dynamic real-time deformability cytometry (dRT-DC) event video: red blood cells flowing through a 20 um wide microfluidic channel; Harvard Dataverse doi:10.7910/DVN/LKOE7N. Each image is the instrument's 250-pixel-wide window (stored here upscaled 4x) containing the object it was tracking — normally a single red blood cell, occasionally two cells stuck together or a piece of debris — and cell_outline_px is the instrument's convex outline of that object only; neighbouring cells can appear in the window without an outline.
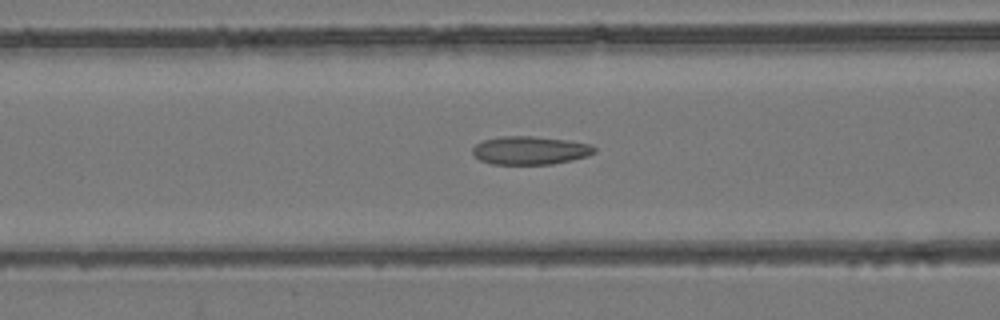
{"species": "common noctule bat (a hibernating species)", "species_latin": "Nyctalus noctula", "temperature_condition": "room temperature", "stored_images_in_passage": 56, "camera_frame_rate_fps": 3000, "um_per_image_px": 0.085, "animal": {"sex": "female", "body_mass_g": 24.6, "forearm_length_mm": 56.2}, "frame": {"image": 1, "passage_image": 24, "time_ms": 7.667, "image_size_px": [1000, 320], "cell_outline_px": [[596, 152], [588, 156], [572, 160], [552, 164], [492, 164], [480, 160], [472, 152], [472, 148], [476, 144], [484, 140], [500, 136], [532, 136], [568, 140], [592, 144], [596, 148]], "centroid_in_image_um": [45.09, 12.78], "position_along_channel_um": 121.5, "area_um2": 20.17}}
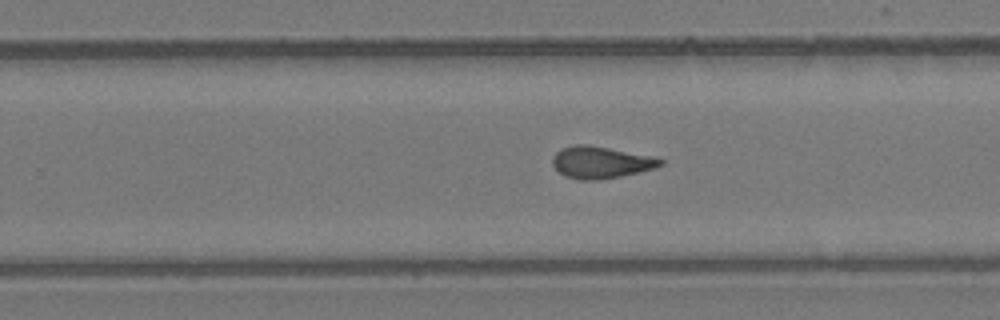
{"frame": {"image": 2, "passage_image": 36, "time_ms": 11.667, "image_size_px": [1000, 320], "cell_outline_px": [[664, 164], [656, 168], [620, 176], [600, 180], [580, 180], [564, 176], [552, 164], [552, 156], [560, 148], [576, 144], [588, 144], [656, 156], [664, 160]], "centroid_in_image_um": [51.09, 13.78], "position_along_channel_um": 278.7, "area_um2": 20.4}}
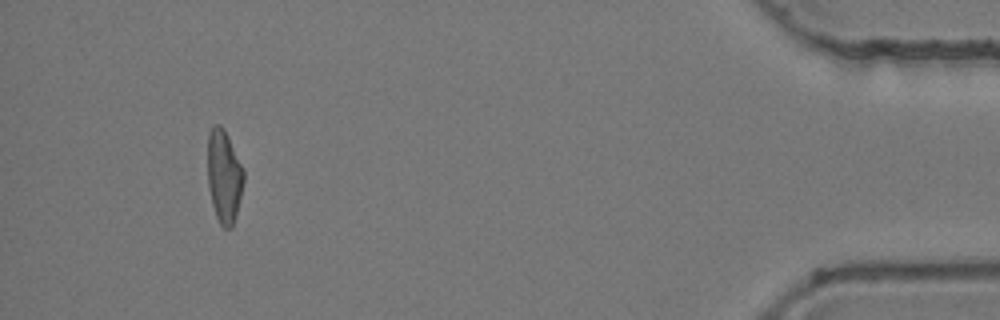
{"frame": {"image": 3, "passage_image": 52, "time_ms": 17.0, "image_size_px": [1000, 320], "cell_outline_px": [[244, 180], [232, 228], [224, 228], [220, 224], [216, 216], [212, 204], [208, 188], [208, 132], [216, 124], [220, 124], [224, 128], [244, 168]], "centroid_in_image_um": [19.04, 14.96], "position_along_channel_um": 416.2, "area_um2": 19.48}, "authors_computed_cell_mechanics": {"area_um2": 20.1144, "velocity_mm_per_s": 3.9376, "shape_relaxation_time_tau1_ms": null, "shape_relaxation_time_tau2_ms": 2.3021, "deformation_change_tau1": null, "deformation_change_tau2": 0.1108}}